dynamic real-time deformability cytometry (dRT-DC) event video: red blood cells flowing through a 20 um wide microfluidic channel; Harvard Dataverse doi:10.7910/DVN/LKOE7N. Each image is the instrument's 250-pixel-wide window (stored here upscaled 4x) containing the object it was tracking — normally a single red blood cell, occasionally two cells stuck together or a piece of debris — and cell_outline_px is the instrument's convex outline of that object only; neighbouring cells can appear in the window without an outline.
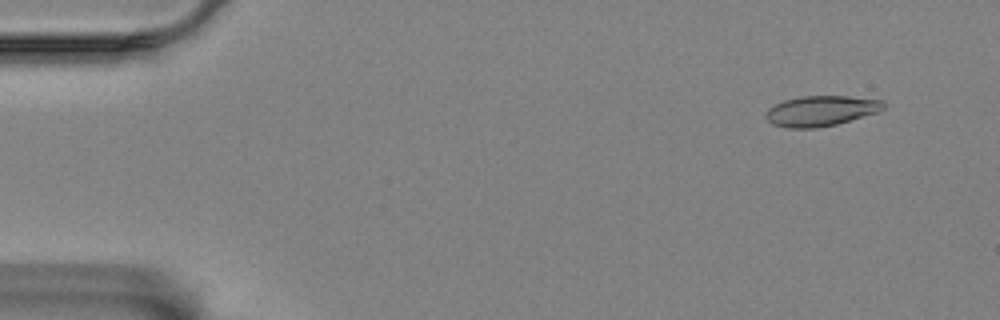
{"species": "Egyptian fruit bat (a non-hibernating species)", "species_latin": "Rousettus aegyptiacus", "temperature_condition": "room temperature", "stored_images_in_passage": 47, "camera_frame_rate_fps": 3000, "um_per_image_px": 0.085, "animal": {"sex": "female"}, "frame": {"image": 1, "passage_image": 2, "time_ms": 0.333, "image_size_px": [1000, 320], "cell_outline_px": [[884, 108], [880, 112], [836, 124], [816, 128], [788, 128], [772, 124], [764, 116], [764, 112], [768, 108], [784, 100], [800, 96], [848, 96], [884, 100]], "centroid_in_image_um": [69.78, 9.42], "position_along_channel_um": 15.2, "area_um2": 20.98}}
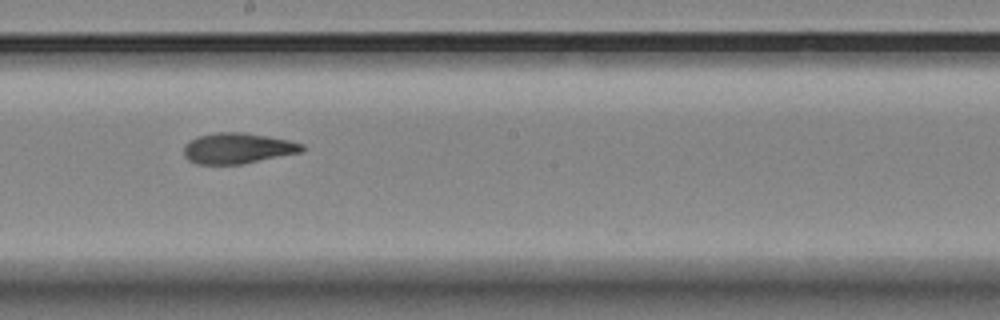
{"frame": {"image": 2, "passage_image": 29, "time_ms": 9.333, "image_size_px": [1000, 320], "cell_outline_px": [[304, 148], [300, 152], [240, 164], [196, 164], [188, 160], [184, 156], [184, 148], [196, 136], [216, 132], [244, 132], [288, 140], [304, 144]], "centroid_in_image_um": [20.17, 12.6], "position_along_channel_um": 228.0, "area_um2": 20.87}}
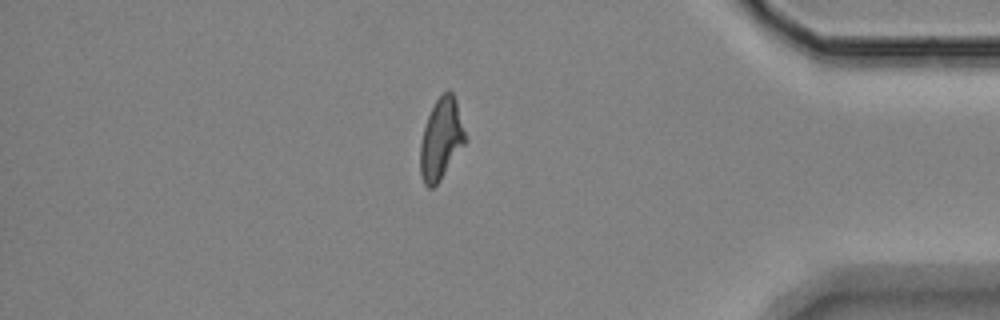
{"frame": {"image": 3, "passage_image": 46, "time_ms": 15.0, "image_size_px": [1000, 320], "cell_outline_px": [[464, 144], [440, 180], [432, 188], [428, 188], [424, 184], [420, 172], [420, 144], [424, 128], [428, 116], [436, 100], [448, 88], [452, 92], [456, 100], [464, 132]], "centroid_in_image_um": [37.46, 11.82], "position_along_channel_um": 397.7, "area_um2": 20.75}}